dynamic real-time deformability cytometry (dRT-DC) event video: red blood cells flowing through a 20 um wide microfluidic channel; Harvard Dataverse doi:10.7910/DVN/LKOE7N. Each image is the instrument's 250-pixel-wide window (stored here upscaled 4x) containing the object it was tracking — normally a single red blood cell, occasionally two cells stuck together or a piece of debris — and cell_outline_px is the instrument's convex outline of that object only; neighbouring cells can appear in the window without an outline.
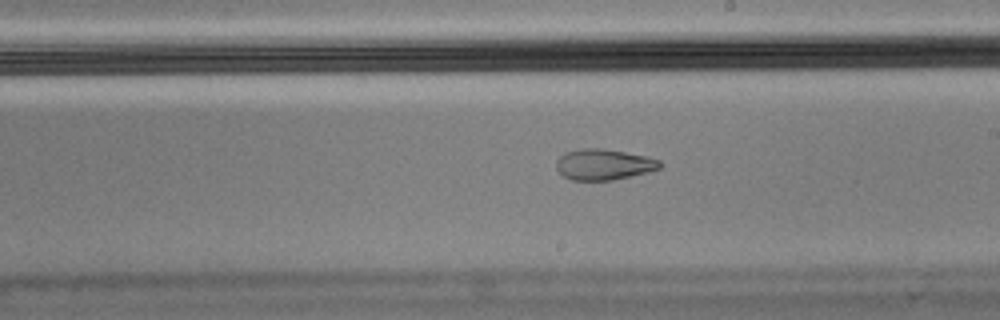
{"species": "Egyptian fruit bat (a non-hibernating species)", "species_latin": "Rousettus aegyptiacus", "temperature_condition": "cold", "stored_images_in_passage": 45, "camera_frame_rate_fps": 3000, "um_per_image_px": 0.085, "animal": {"sex": "male"}, "frame": {"image": 1, "passage_image": 20, "time_ms": 6.333, "image_size_px": [1000, 320], "cell_outline_px": [[664, 164], [660, 168], [648, 172], [612, 180], [572, 180], [564, 176], [556, 168], [556, 160], [564, 152], [584, 148], [604, 148], [648, 156], [660, 160]], "centroid_in_image_um": [51.34, 13.97], "position_along_channel_um": 237.7, "area_um2": 18.79}, "authors_computed_cell_mechanics": {"area_um2": 19.7098, "velocity_mm_per_s": 3.4655, "shape_relaxation_time_tau1_ms": null, "shape_relaxation_time_tau2_ms": 2.3346, "deformation_change_tau1": null, "deformation_change_tau2": 0.0881}}